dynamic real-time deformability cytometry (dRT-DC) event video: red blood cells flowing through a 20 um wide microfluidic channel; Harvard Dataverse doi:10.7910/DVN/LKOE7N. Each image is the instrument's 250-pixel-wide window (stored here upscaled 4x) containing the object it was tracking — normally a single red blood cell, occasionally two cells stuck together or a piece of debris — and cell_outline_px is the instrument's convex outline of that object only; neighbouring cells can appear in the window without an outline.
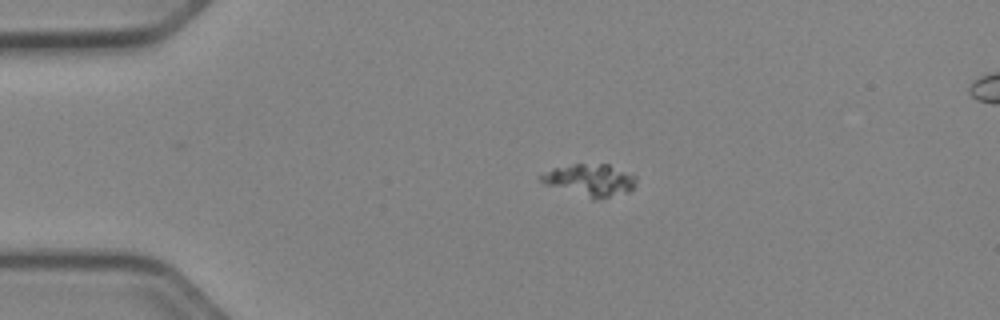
{"species": "Egyptian fruit bat (a non-hibernating species)", "species_latin": "Rousettus aegyptiacus", "temperature_condition": "cold", "stored_images_in_passage": 44, "camera_frame_rate_fps": 3000, "um_per_image_px": 0.085, "animal": {"sex": "female"}, "frame": {"image": 1, "passage_image": 3, "time_ms": 0.667, "image_size_px": [1000, 320], "cell_outline_px": [[636, 180], [632, 188], [628, 192], [592, 200], [544, 184], [536, 176], [552, 168], [572, 164], [608, 164], [636, 176]], "centroid_in_image_um": [50.09, 15.31], "position_along_channel_um": 34.9, "area_um2": 17.86}}
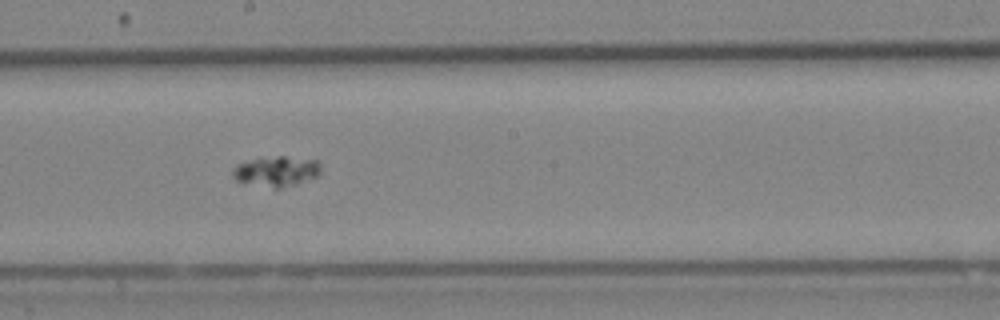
{"frame": {"image": 2, "passage_image": 21, "time_ms": 6.667, "image_size_px": [1000, 320], "cell_outline_px": [[320, 172], [316, 176], [280, 188], [276, 188], [236, 180], [232, 176], [232, 172], [240, 164], [252, 160], [276, 156], [284, 156], [316, 160], [320, 164]], "centroid_in_image_um": [23.52, 14.54], "position_along_channel_um": 224.7, "area_um2": 14.74}}
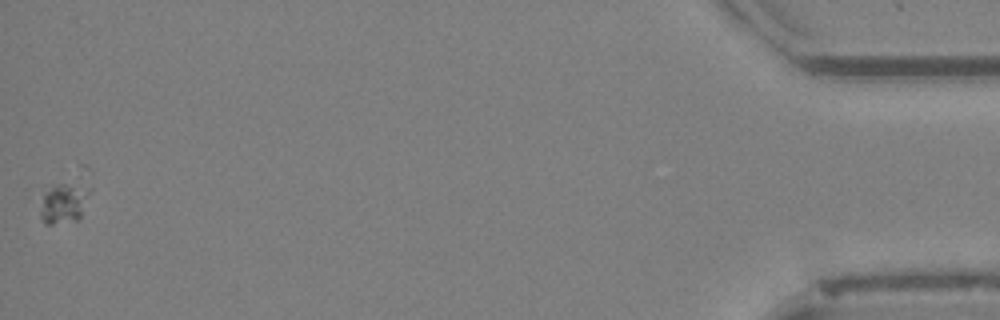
{"frame": {"image": 3, "passage_image": 44, "time_ms": 14.333, "image_size_px": [1000, 320], "cell_outline_px": [[92, 188], [80, 216], [76, 220], [52, 224], [44, 224], [40, 216], [40, 212], [44, 192], [60, 184], [64, 184]], "centroid_in_image_um": [5.4, 17.3], "position_along_channel_um": 429.8, "area_um2": 11.1}}